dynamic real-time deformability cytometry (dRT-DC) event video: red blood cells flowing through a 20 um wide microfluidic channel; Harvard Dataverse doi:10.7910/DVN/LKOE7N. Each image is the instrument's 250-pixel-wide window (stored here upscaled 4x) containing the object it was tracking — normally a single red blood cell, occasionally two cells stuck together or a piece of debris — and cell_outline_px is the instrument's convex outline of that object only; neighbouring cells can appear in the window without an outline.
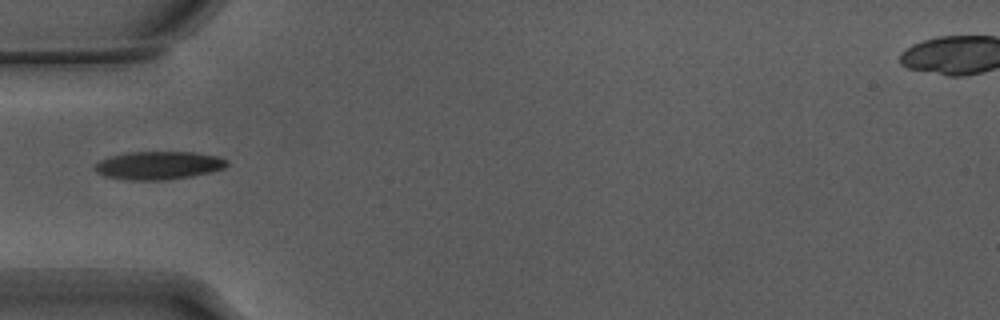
{"species": "Egyptian fruit bat (a non-hibernating species)", "species_latin": "Rousettus aegyptiacus", "temperature_condition": "warm", "stored_images_in_passage": 19, "camera_frame_rate_fps": 3000, "um_per_image_px": 0.085, "animal": {"sex": "male"}, "frame": {"image": 1, "passage_image": 1, "time_ms": 0.0, "image_size_px": [1000, 320], "cell_outline_px": [[228, 164], [224, 168], [212, 172], [192, 176], [164, 180], [128, 180], [104, 176], [96, 172], [92, 168], [100, 160], [112, 156], [128, 152], [196, 152], [216, 156], [228, 160]], "centroid_in_image_um": [13.48, 14.06], "position_along_channel_um": 71.5, "area_um2": 21.73}}
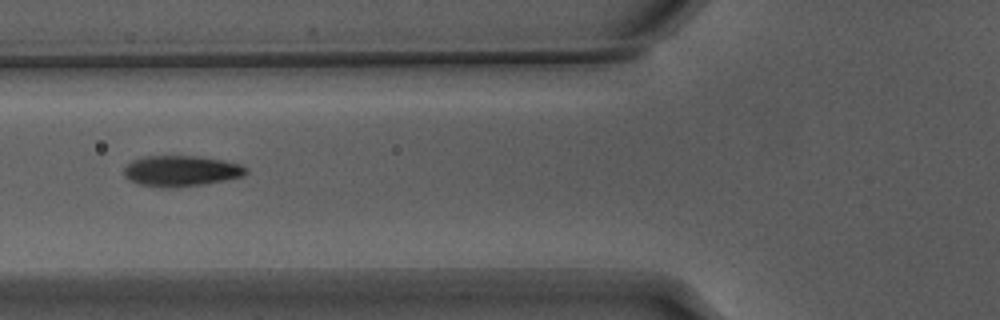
{"frame": {"image": 2, "passage_image": 4, "time_ms": 1.0, "image_size_px": [1000, 320], "cell_outline_px": [[248, 172], [244, 176], [204, 184], [164, 188], [140, 184], [124, 176], [124, 168], [132, 160], [144, 156], [196, 156], [220, 160], [240, 164], [248, 168]], "centroid_in_image_um": [15.4, 14.52], "position_along_channel_um": 110.4, "area_um2": 21.68}}